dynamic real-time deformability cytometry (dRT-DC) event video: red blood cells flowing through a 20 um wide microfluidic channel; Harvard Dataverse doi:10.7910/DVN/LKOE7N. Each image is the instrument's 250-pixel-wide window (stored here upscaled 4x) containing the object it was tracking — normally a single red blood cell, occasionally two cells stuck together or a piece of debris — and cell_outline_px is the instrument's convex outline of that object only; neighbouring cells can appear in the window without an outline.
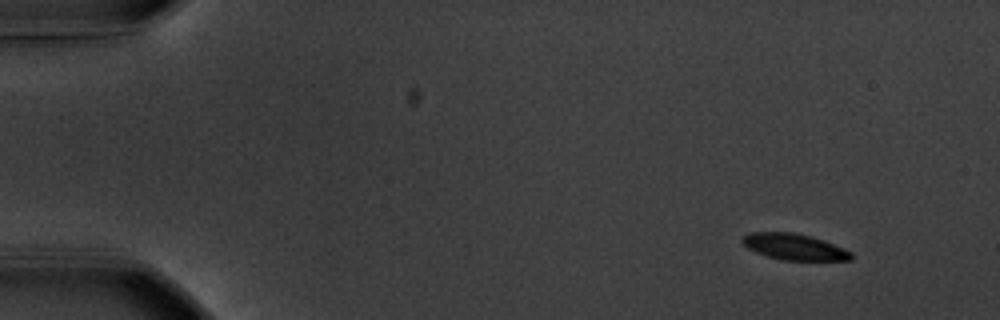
{"species": "common noctule bat (a hibernating species)", "species_latin": "Nyctalus noctula", "temperature_condition": "warm", "stored_images_in_passage": 5, "camera_frame_rate_fps": 3000, "um_per_image_px": 0.085, "animal": {"sex": "male", "body_mass_g": 20.1, "forearm_length_mm": 53.5}, "frame": {"image": 1, "passage_image": 1, "time_ms": 0.0, "image_size_px": [1000, 320], "cell_outline_px": [[852, 260], [784, 260], [768, 256], [756, 252], [748, 248], [740, 240], [744, 236], [752, 232], [792, 232], [824, 240], [844, 248], [852, 252]], "centroid_in_image_um": [67.53, 20.98], "position_along_channel_um": 17.5, "area_um2": 16.42}}